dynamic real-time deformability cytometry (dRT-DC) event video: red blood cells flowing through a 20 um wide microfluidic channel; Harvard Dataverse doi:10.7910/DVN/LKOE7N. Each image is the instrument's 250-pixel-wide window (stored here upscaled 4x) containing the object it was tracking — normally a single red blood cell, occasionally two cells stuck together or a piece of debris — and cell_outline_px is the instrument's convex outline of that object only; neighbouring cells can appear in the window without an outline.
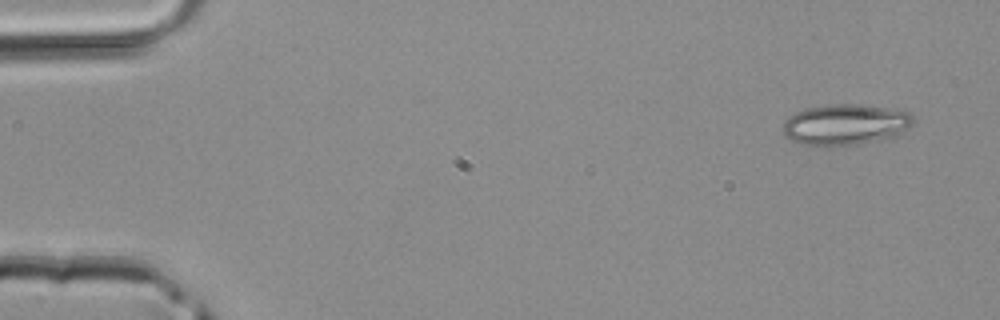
{"species": "common noctule bat (a hibernating species)", "species_latin": "Nyctalus noctula", "temperature_condition": "room temperature", "stored_images_in_passage": 3, "camera_frame_rate_fps": 3000, "um_per_image_px": 0.085, "animal": {"sex": "male", "body_mass_g": 20.4}, "frame": {"image": 1, "passage_image": 1, "time_ms": 0.0, "image_size_px": [1000, 320], "cell_outline_px": [[916, 120], [904, 132], [888, 140], [856, 144], [800, 144], [788, 140], [784, 136], [784, 120], [788, 116], [804, 108], [824, 104], [856, 104], [888, 108], [908, 112], [916, 116]], "centroid_in_image_um": [71.89, 10.57], "position_along_channel_um": 13.1, "area_um2": 31.33}}